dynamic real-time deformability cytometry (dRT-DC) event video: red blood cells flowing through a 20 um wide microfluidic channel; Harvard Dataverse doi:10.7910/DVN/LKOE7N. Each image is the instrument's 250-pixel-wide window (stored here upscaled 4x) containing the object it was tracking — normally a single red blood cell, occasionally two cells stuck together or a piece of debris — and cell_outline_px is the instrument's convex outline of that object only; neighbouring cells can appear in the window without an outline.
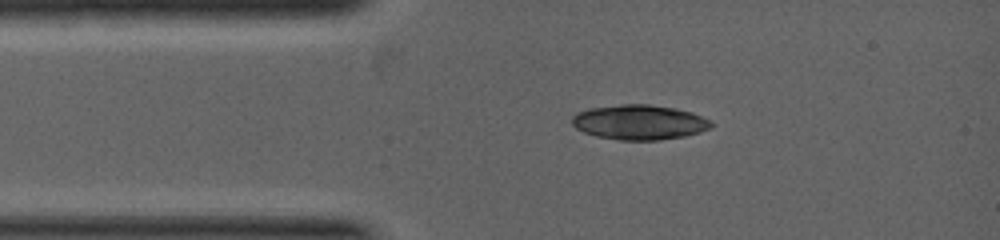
{"species": "common noctule bat (a hibernating species)", "species_latin": "Nyctalus noctula", "temperature_condition": "warm", "stored_images_in_passage": 2, "camera_frame_rate_fps": 5000, "um_per_image_px": 0.085, "animal": {"sex": "female", "body_mass_g": 19.0, "forearm_length_mm": 53.3}, "frame": {"image": 1, "passage_image": 1, "time_ms": 0.0, "image_size_px": [1000, 240], "cell_outline_px": [[712, 124], [708, 128], [700, 132], [684, 136], [656, 140], [620, 140], [596, 136], [584, 132], [576, 128], [572, 124], [572, 116], [580, 112], [592, 108], [620, 104], [648, 104], [676, 108], [692, 112], [708, 120]], "centroid_in_image_um": [54.33, 10.39], "position_along_channel_um": 30.7, "area_um2": 27.98}}